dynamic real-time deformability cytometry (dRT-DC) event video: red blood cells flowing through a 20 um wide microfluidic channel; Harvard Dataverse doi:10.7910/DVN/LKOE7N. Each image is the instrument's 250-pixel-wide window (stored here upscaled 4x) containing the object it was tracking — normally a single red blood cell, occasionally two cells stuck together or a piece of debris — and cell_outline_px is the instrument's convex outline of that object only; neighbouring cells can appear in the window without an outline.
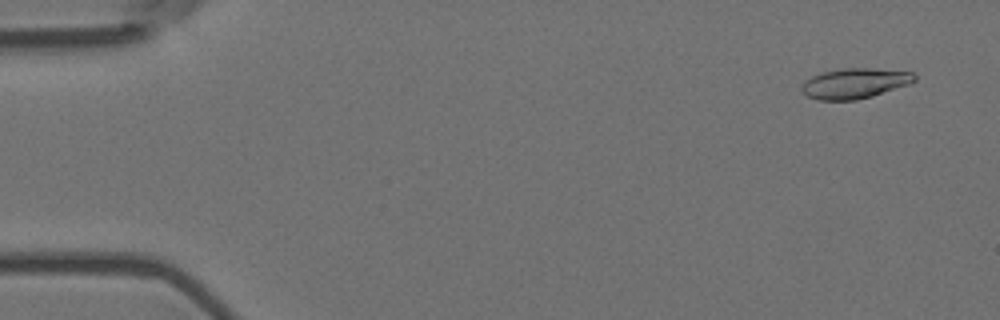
{"species": "Egyptian fruit bat (a non-hibernating species)", "species_latin": "Rousettus aegyptiacus", "temperature_condition": "room temperature", "stored_images_in_passage": 56, "camera_frame_rate_fps": 3000, "um_per_image_px": 0.085, "animal": {"sex": "female"}, "frame": {"image": 1, "passage_image": 3, "time_ms": 0.667, "image_size_px": [1000, 320], "cell_outline_px": [[916, 80], [908, 84], [872, 96], [856, 100], [820, 100], [808, 96], [800, 88], [804, 80], [820, 72], [844, 68], [872, 68], [912, 72], [916, 76]], "centroid_in_image_um": [72.63, 7.07], "position_along_channel_um": 12.4, "area_um2": 19.83}}
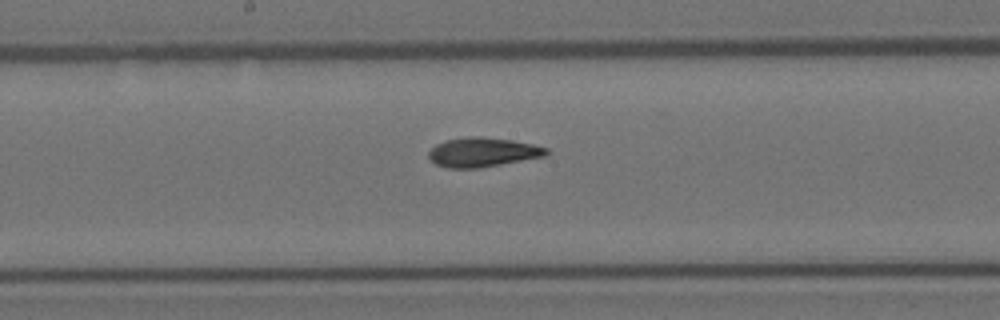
{"frame": {"image": 2, "passage_image": 29, "time_ms": 9.333, "image_size_px": [1000, 320], "cell_outline_px": [[548, 156], [480, 168], [448, 168], [436, 164], [428, 160], [428, 152], [436, 144], [444, 140], [472, 136], [480, 136], [512, 140], [532, 144], [548, 148]], "centroid_in_image_um": [41.02, 12.94], "position_along_channel_um": 207.2, "area_um2": 20.35}}
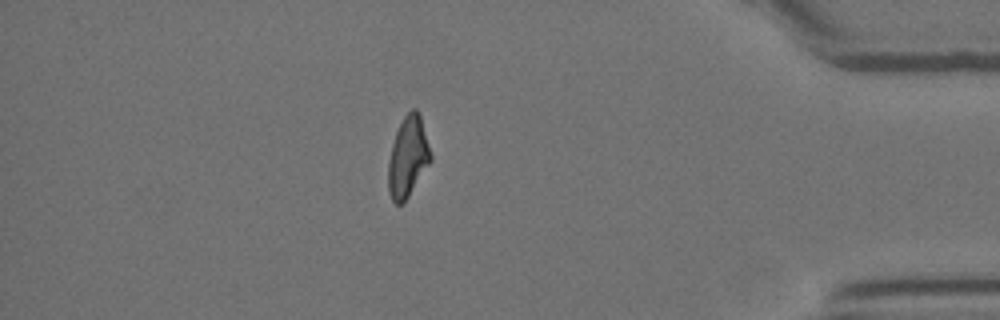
{"frame": {"image": 3, "passage_image": 48, "time_ms": 15.667, "image_size_px": [1000, 320], "cell_outline_px": [[432, 160], [404, 204], [396, 204], [392, 200], [388, 192], [388, 160], [392, 144], [396, 132], [404, 116], [412, 108], [416, 108], [420, 116], [432, 156]], "centroid_in_image_um": [34.66, 13.38], "position_along_channel_um": 400.5, "area_um2": 19.94}, "authors_computed_cell_mechanics": {"area_um2": 19.8543, "velocity_mm_per_s": 3.6717, "shape_relaxation_time_tau1_ms": null, "shape_relaxation_time_tau2_ms": 2.6859, "deformation_change_tau1": null, "deformation_change_tau2": 0.1017}}